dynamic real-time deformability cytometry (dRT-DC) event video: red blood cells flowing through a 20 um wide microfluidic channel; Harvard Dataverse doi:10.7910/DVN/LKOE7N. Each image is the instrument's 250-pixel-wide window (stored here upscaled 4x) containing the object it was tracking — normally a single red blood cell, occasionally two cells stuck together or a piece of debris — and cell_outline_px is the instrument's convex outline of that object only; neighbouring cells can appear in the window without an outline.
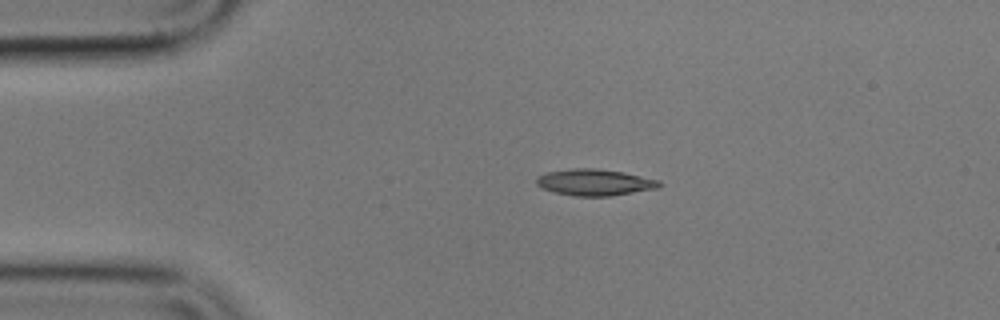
{"species": "common noctule bat (a hibernating species)", "species_latin": "Nyctalus noctula", "temperature_condition": "cold", "stored_images_in_passage": 45, "camera_frame_rate_fps": 3000, "um_per_image_px": 0.085, "animal": {"sex": "male", "body_mass_g": 17.9}, "frame": {"image": 1, "passage_image": 1, "time_ms": 0.0, "image_size_px": [1000, 320], "cell_outline_px": [[660, 188], [612, 196], [576, 196], [556, 192], [544, 188], [536, 184], [536, 180], [540, 176], [548, 172], [572, 168], [596, 168], [624, 172], [660, 180]], "centroid_in_image_um": [50.61, 15.5], "position_along_channel_um": 34.4, "area_um2": 18.84}}
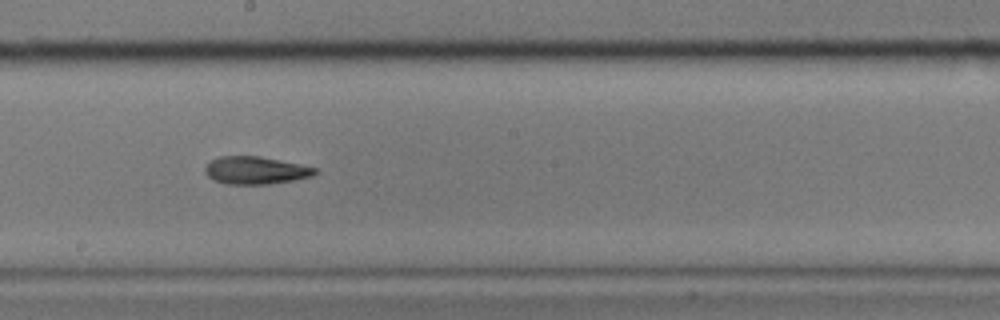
{"frame": {"image": 2, "passage_image": 20, "time_ms": 6.333, "image_size_px": [1000, 320], "cell_outline_px": [[320, 172], [312, 176], [292, 180], [268, 184], [228, 184], [216, 180], [208, 176], [204, 172], [204, 168], [212, 160], [220, 156], [260, 156], [320, 168]], "centroid_in_image_um": [21.78, 14.47], "position_along_channel_um": 226.4, "area_um2": 17.69}}
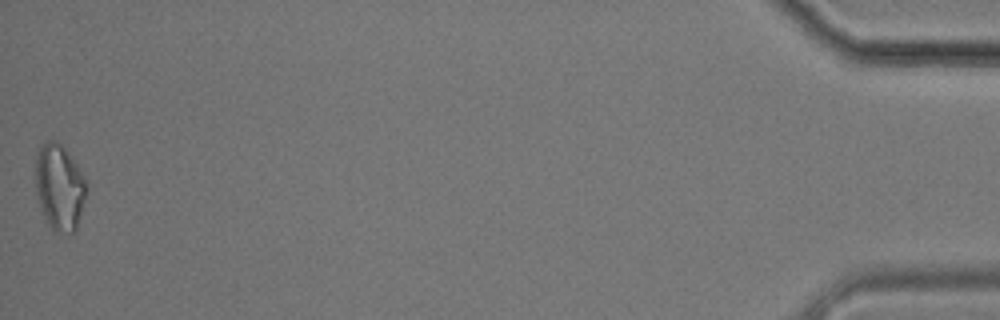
{"frame": {"image": 3, "passage_image": 45, "time_ms": 14.667, "image_size_px": [1000, 320], "cell_outline_px": [[88, 192], [76, 232], [52, 232], [44, 216], [36, 192], [36, 152], [48, 140], [56, 140], [68, 152], [88, 180]], "centroid_in_image_um": [5.1, 15.93], "position_along_channel_um": 430.1, "area_um2": 25.95}, "authors_computed_cell_mechanics": {"area_um2": 18.0336, "velocity_mm_per_s": 3.599, "shape_relaxation_time_tau1_ms": null, "shape_relaxation_time_tau2_ms": 6.7349, "deformation_change_tau1": null, "deformation_change_tau2": 0.1756}}